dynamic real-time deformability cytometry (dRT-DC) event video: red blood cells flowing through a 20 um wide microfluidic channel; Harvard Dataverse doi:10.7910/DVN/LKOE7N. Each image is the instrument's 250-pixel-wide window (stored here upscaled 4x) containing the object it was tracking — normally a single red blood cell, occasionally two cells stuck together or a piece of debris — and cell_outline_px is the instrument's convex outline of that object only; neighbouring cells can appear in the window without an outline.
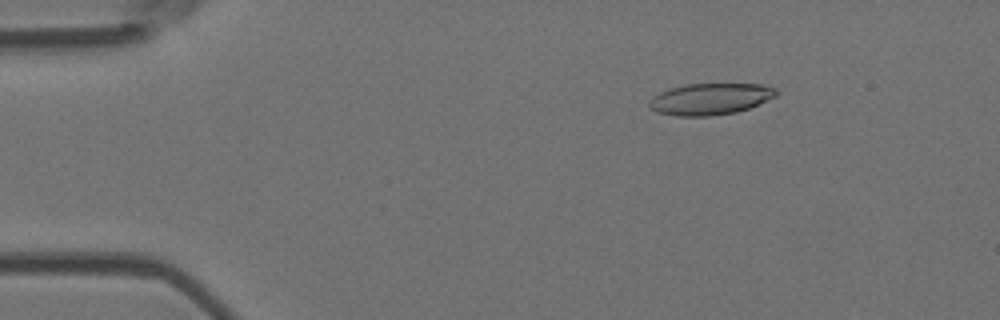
{"species": "Egyptian fruit bat (a non-hibernating species)", "species_latin": "Rousettus aegyptiacus", "temperature_condition": "room temperature", "stored_images_in_passage": 54, "camera_frame_rate_fps": 3000, "um_per_image_px": 0.085, "animal": {"sex": "female"}, "frame": {"image": 1, "passage_image": 8, "time_ms": 2.333, "image_size_px": [1000, 320], "cell_outline_px": [[776, 96], [748, 108], [736, 112], [712, 116], [676, 116], [656, 112], [648, 104], [648, 100], [652, 96], [660, 92], [672, 88], [688, 84], [764, 84], [776, 88]], "centroid_in_image_um": [60.35, 8.42], "position_along_channel_um": 24.7, "area_um2": 23.24}}
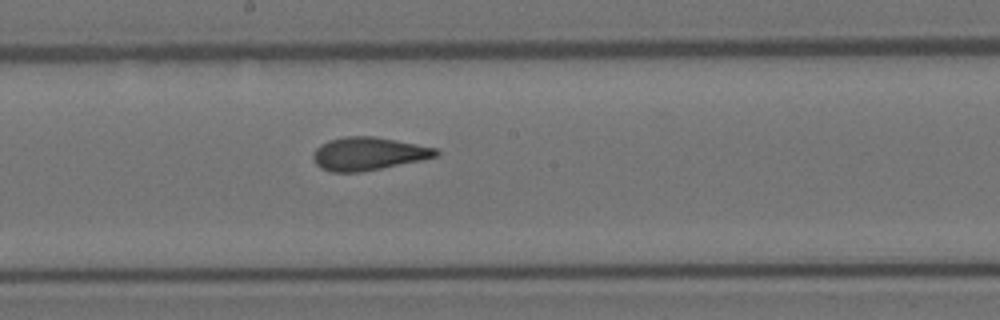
{"frame": {"image": 2, "passage_image": 29, "time_ms": 9.333, "image_size_px": [1000, 320], "cell_outline_px": [[440, 152], [436, 156], [420, 160], [360, 172], [332, 172], [320, 168], [316, 164], [312, 156], [312, 152], [320, 144], [328, 140], [344, 136], [372, 136], [416, 144], [436, 148]], "centroid_in_image_um": [31.24, 13.06], "position_along_channel_um": 217.0, "area_um2": 23.47}}
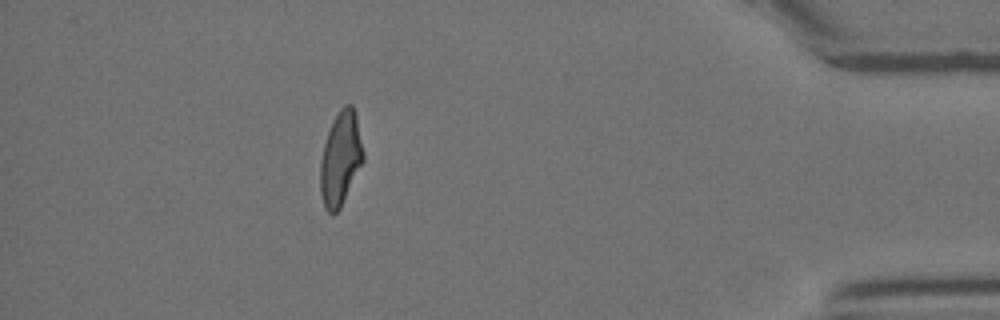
{"frame": {"image": 3, "passage_image": 48, "time_ms": 15.667, "image_size_px": [1000, 320], "cell_outline_px": [[364, 160], [340, 208], [332, 216], [324, 208], [320, 192], [320, 160], [324, 144], [328, 132], [340, 108], [344, 104], [352, 104], [356, 116], [364, 152]], "centroid_in_image_um": [28.94, 13.51], "position_along_channel_um": 406.3, "area_um2": 23.41}, "authors_computed_cell_mechanics": {"area_um2": 23.6691, "velocity_mm_per_s": 3.7783, "shape_relaxation_time_tau1_ms": 10.0009, "shape_relaxation_time_tau2_ms": 1.5171, "deformation_change_tau1": 0.2607, "deformation_change_tau2": 0.0941}}